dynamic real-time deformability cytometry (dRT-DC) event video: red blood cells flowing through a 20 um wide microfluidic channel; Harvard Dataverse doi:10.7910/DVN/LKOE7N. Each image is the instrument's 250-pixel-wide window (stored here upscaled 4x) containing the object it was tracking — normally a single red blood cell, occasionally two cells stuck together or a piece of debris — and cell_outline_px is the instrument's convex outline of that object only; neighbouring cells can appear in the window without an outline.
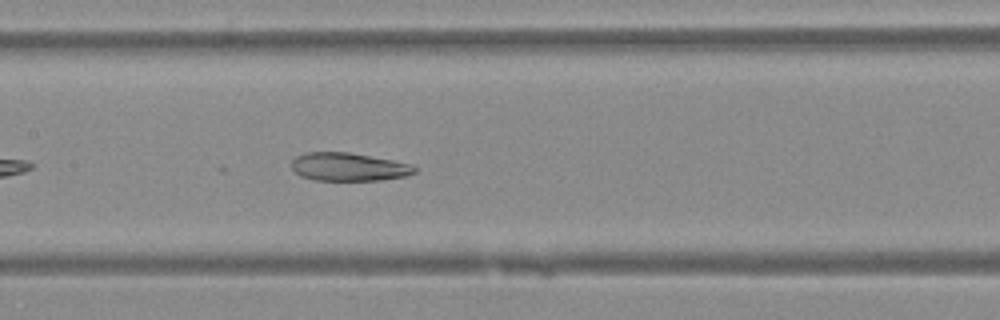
{"species": "Egyptian fruit bat (a non-hibernating species)", "species_latin": "Rousettus aegyptiacus", "temperature_condition": "warm", "stored_images_in_passage": 31, "camera_frame_rate_fps": 3000, "um_per_image_px": 0.085, "animal": {"sex": "female"}, "frame": {"image": 1, "passage_image": 11, "time_ms": 3.333, "image_size_px": [1000, 320], "cell_outline_px": [[416, 172], [404, 176], [380, 180], [312, 180], [300, 176], [292, 168], [292, 160], [296, 156], [304, 152], [348, 152], [392, 160], [412, 164], [416, 168]], "centroid_in_image_um": [29.6, 14.18], "position_along_channel_um": 177.8, "area_um2": 20.17}}
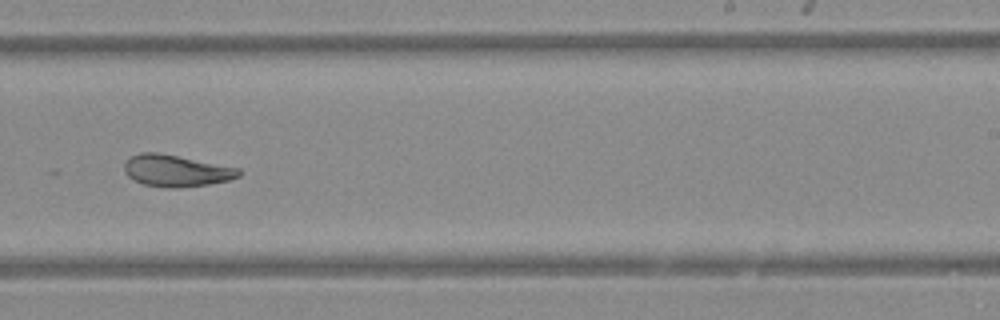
{"frame": {"image": 2, "passage_image": 18, "time_ms": 5.667, "image_size_px": [1000, 320], "cell_outline_px": [[240, 176], [228, 180], [208, 184], [176, 188], [168, 188], [144, 184], [128, 176], [124, 172], [124, 164], [132, 156], [140, 152], [156, 152], [240, 168]], "centroid_in_image_um": [14.97, 14.51], "position_along_channel_um": 274.0, "area_um2": 20.87}}
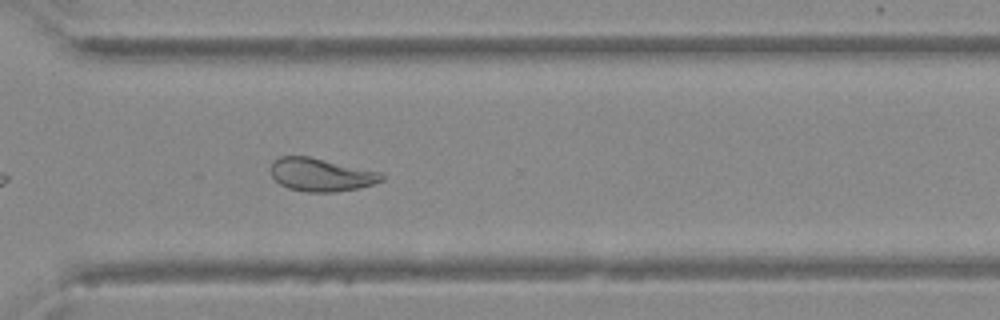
{"frame": {"image": 3, "passage_image": 23, "time_ms": 7.333, "image_size_px": [1000, 320], "cell_outline_px": [[384, 180], [360, 188], [332, 192], [308, 192], [288, 188], [280, 184], [272, 176], [272, 164], [280, 156], [308, 156], [380, 172], [384, 176]], "centroid_in_image_um": [27.3, 14.86], "position_along_channel_um": 343.3, "area_um2": 21.1}}